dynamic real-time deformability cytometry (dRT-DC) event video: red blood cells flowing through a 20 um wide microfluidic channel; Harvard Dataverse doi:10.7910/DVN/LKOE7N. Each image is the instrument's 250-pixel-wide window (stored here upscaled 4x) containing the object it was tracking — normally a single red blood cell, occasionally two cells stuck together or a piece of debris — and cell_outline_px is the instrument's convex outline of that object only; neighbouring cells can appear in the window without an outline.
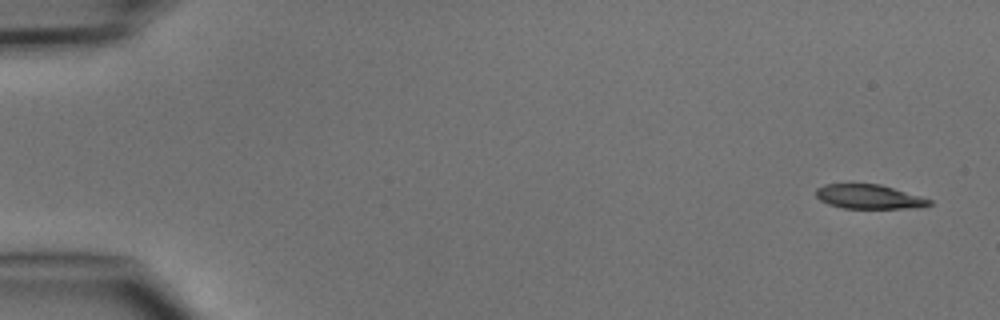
{"species": "common noctule bat (a hibernating species)", "species_latin": "Nyctalus noctula", "temperature_condition": "cold", "stored_images_in_passage": 4, "camera_frame_rate_fps": 3000, "um_per_image_px": 0.085, "animal": {"sex": "male", "body_mass_g": 15.6}, "frame": {"image": 1, "passage_image": 1, "time_ms": 0.0, "image_size_px": [1000, 320], "cell_outline_px": [[932, 204], [920, 208], [844, 208], [828, 204], [820, 200], [816, 196], [816, 188], [824, 184], [880, 184], [920, 196], [932, 200]], "centroid_in_image_um": [73.87, 16.72], "position_along_channel_um": 11.1, "area_um2": 16.01}}
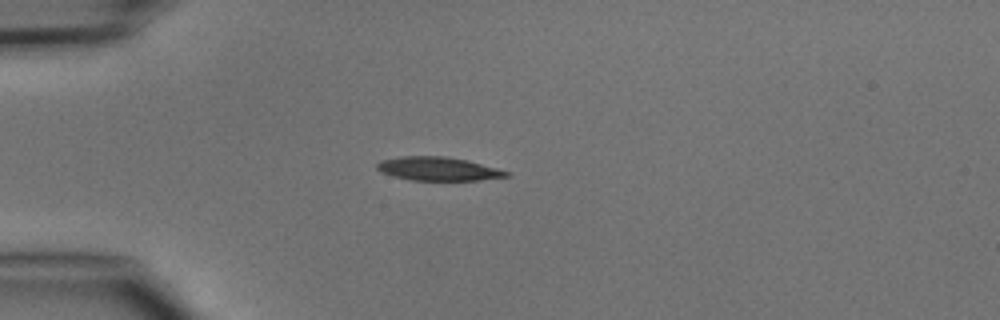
{"frame": {"image": 2, "passage_image": 4, "time_ms": 3.667, "image_size_px": [1000, 320], "cell_outline_px": [[512, 176], [480, 180], [408, 180], [392, 176], [380, 172], [376, 168], [376, 164], [380, 160], [400, 156], [444, 156], [464, 160], [496, 168], [508, 172]], "centroid_in_image_um": [37.17, 14.35], "position_along_channel_um": 47.8, "area_um2": 17.74}}